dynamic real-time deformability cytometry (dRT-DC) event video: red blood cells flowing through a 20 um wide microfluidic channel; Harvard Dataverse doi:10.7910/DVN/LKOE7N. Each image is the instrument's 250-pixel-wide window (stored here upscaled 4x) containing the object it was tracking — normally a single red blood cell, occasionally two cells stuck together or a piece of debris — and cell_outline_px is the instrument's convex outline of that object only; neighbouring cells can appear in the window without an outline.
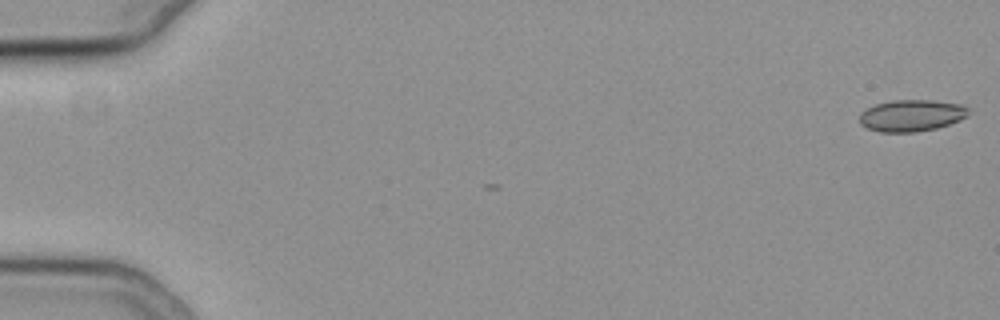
{"species": "common noctule bat (a hibernating species)", "species_latin": "Nyctalus noctula", "temperature_condition": "cold", "stored_images_in_passage": 56, "camera_frame_rate_fps": 3000, "um_per_image_px": 0.085, "animal": {"sex": "female", "body_mass_g": 19.3, "forearm_length_mm": 54.1}, "frame": {"image": 1, "passage_image": 1, "time_ms": 0.0, "image_size_px": [1000, 320], "cell_outline_px": [[968, 116], [960, 120], [936, 128], [916, 132], [880, 132], [868, 128], [860, 124], [860, 112], [876, 104], [892, 100], [932, 100], [964, 104], [968, 108]], "centroid_in_image_um": [77.5, 9.81], "position_along_channel_um": 7.5, "area_um2": 20.17}}
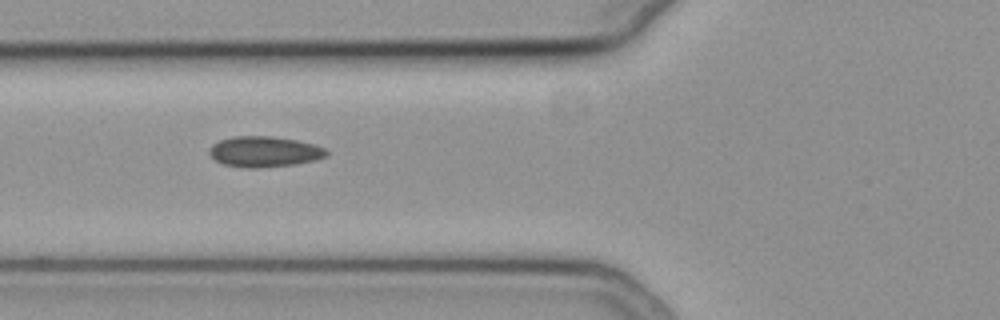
{"frame": {"image": 2, "passage_image": 22, "time_ms": 7.0, "image_size_px": [1000, 320], "cell_outline_px": [[328, 156], [316, 160], [296, 164], [256, 168], [248, 168], [224, 164], [216, 160], [208, 152], [208, 148], [212, 144], [220, 140], [232, 136], [272, 136], [296, 140], [316, 144], [324, 148], [328, 152]], "centroid_in_image_um": [22.48, 12.88], "position_along_channel_um": 103.3, "area_um2": 21.04}}
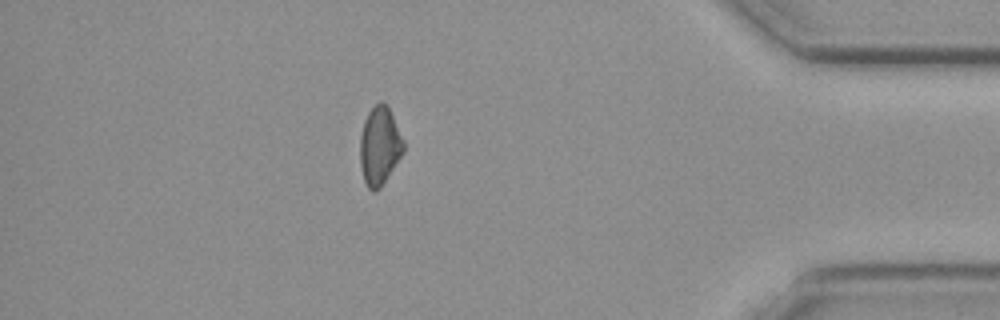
{"frame": {"image": 3, "passage_image": 49, "time_ms": 16.0, "image_size_px": [1000, 320], "cell_outline_px": [[404, 152], [380, 188], [376, 192], [372, 192], [368, 188], [364, 180], [360, 164], [360, 136], [364, 120], [368, 112], [380, 100], [388, 108], [404, 140]], "centroid_in_image_um": [32.26, 12.43], "position_along_channel_um": 402.9, "area_um2": 19.71}, "authors_computed_cell_mechanics": {"area_um2": 20.1433, "velocity_mm_per_s": 3.772, "shape_relaxation_time_tau1_ms": null, "shape_relaxation_time_tau2_ms": 5.39, "deformation_change_tau1": null, "deformation_change_tau2": 0.0909}}